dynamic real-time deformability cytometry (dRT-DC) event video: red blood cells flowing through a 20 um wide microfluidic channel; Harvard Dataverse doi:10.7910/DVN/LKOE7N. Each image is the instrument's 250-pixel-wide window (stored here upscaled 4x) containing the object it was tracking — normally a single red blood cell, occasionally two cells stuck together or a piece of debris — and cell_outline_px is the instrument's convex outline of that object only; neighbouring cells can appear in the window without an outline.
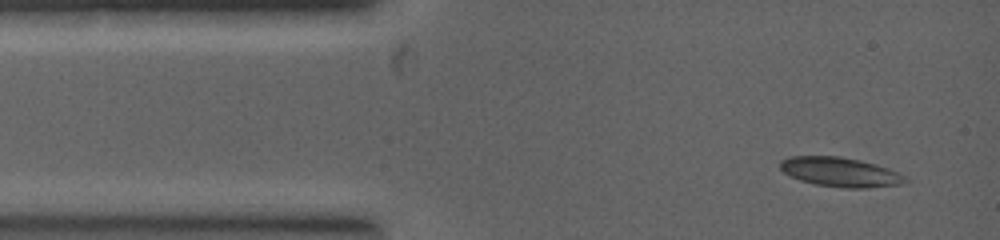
{"species": "common noctule bat (a hibernating species)", "species_latin": "Nyctalus noctula", "temperature_condition": "warm", "stored_images_in_passage": 3, "camera_frame_rate_fps": 5000, "um_per_image_px": 0.085, "animal": {"sex": "female", "body_mass_g": 19.0, "forearm_length_mm": 53.3}, "frame": {"image": 1, "passage_image": 1, "time_ms": 0.0, "image_size_px": [1000, 240], "cell_outline_px": [[908, 180], [900, 184], [868, 188], [844, 188], [816, 184], [800, 180], [784, 172], [780, 168], [780, 160], [788, 156], [840, 156], [860, 160], [876, 164], [888, 168], [904, 176]], "centroid_in_image_um": [71.4, 14.61], "position_along_channel_um": 13.6, "area_um2": 21.33}}